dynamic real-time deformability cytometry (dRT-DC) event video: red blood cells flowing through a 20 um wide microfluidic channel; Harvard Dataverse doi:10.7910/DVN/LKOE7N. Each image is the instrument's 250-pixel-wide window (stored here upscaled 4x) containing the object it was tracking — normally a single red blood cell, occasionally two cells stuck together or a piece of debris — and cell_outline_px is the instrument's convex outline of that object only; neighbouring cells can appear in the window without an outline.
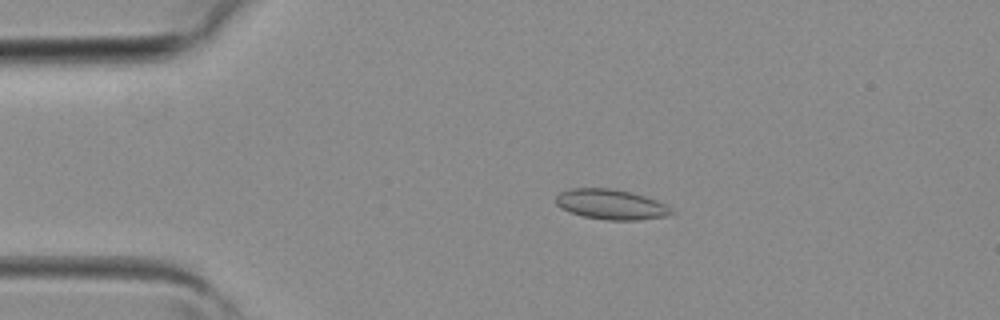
{"species": "common noctule bat (a hibernating species)", "species_latin": "Nyctalus noctula", "temperature_condition": "room temperature", "stored_images_in_passage": 3, "camera_frame_rate_fps": 3000, "um_per_image_px": 0.085, "animal": {"sex": "female", "body_mass_g": 19.3, "forearm_length_mm": 54.1}, "frame": {"image": 1, "passage_image": 2, "time_ms": 0.333, "image_size_px": [1000, 320], "cell_outline_px": [[676, 212], [668, 216], [640, 220], [608, 220], [584, 216], [568, 212], [560, 208], [556, 204], [556, 196], [560, 192], [572, 188], [612, 188], [644, 196], [656, 200], [664, 204]], "centroid_in_image_um": [51.93, 17.38], "position_along_channel_um": 33.1, "area_um2": 20.29}}